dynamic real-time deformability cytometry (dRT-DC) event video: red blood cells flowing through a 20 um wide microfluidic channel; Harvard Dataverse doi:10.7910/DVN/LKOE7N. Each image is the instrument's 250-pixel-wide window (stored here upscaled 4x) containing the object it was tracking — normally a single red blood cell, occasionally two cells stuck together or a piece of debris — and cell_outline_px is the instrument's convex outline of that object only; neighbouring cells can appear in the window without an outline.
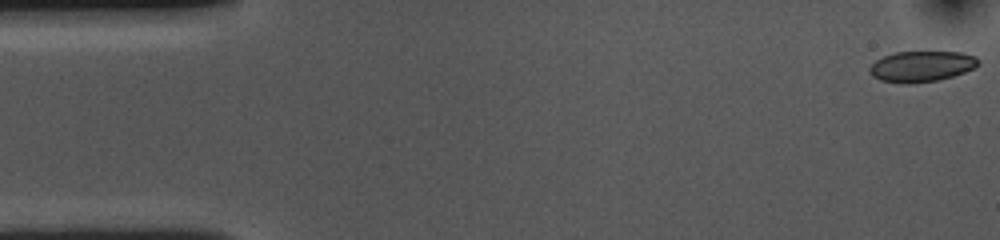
{"species": "common noctule bat (a hibernating species)", "species_latin": "Nyctalus noctula", "temperature_condition": "cold", "stored_images_in_passage": 55, "camera_frame_rate_fps": 3000, "um_per_image_px": 0.085, "animal": {"sex": "female", "body_mass_g": 10.0, "forearm_length_mm": 53.1}, "frame": {"image": 1, "passage_image": 1, "time_ms": 0.0, "image_size_px": [1000, 240], "cell_outline_px": [[980, 64], [964, 72], [952, 76], [936, 80], [908, 84], [900, 84], [880, 80], [872, 76], [868, 72], [868, 68], [876, 60], [884, 56], [896, 52], [964, 52], [976, 56], [980, 60]], "centroid_in_image_um": [78.32, 5.64], "position_along_channel_um": 6.7, "area_um2": 19.59}}
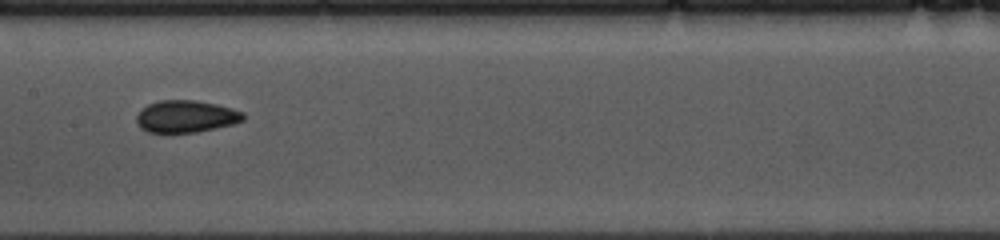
{"frame": {"image": 2, "passage_image": 26, "time_ms": 8.333, "image_size_px": [1000, 240], "cell_outline_px": [[244, 120], [232, 124], [196, 132], [148, 132], [140, 128], [136, 124], [136, 116], [148, 104], [160, 100], [196, 100], [216, 104], [232, 108], [244, 112]], "centroid_in_image_um": [15.8, 9.89], "position_along_channel_um": 191.6, "area_um2": 19.88}}
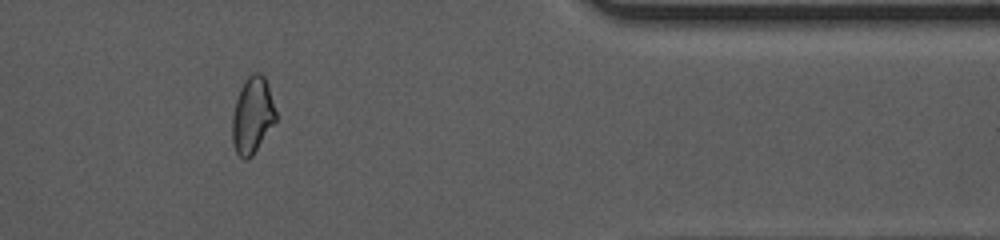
{"frame": {"image": 3, "passage_image": 45, "time_ms": 14.667, "image_size_px": [1000, 240], "cell_outline_px": [[276, 120], [252, 156], [248, 160], [244, 160], [236, 152], [232, 144], [232, 116], [236, 100], [240, 88], [244, 80], [252, 72], [260, 72], [264, 76], [268, 84], [276, 112]], "centroid_in_image_um": [21.44, 9.79], "position_along_channel_um": 390.0, "area_um2": 19.48}, "authors_computed_cell_mechanics": {"area_um2": 19.8832, "velocity_mm_per_s": 3.5824, "shape_relaxation_time_tau1_ms": 7.4291, "shape_relaxation_time_tau2_ms": 2.0397, "deformation_change_tau1": 0.1232, "deformation_change_tau2": 0.0656}}